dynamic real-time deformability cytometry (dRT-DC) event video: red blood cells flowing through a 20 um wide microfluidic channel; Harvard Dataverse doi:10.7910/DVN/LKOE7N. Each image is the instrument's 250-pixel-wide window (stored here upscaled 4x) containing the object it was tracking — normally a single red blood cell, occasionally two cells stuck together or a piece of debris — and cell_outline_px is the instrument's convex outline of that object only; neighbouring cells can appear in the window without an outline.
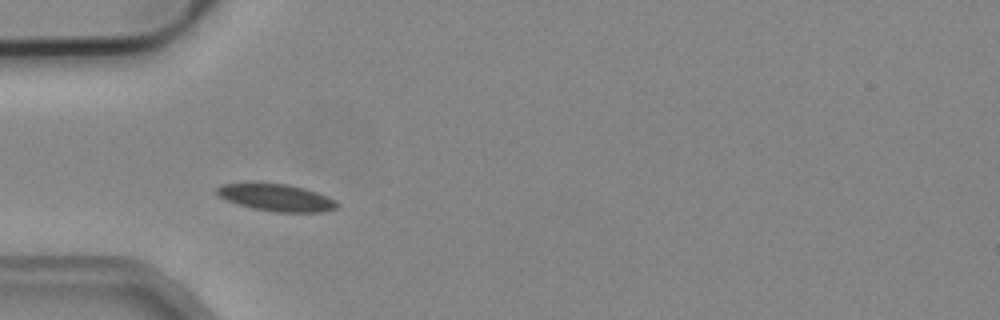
{"species": "common noctule bat (a hibernating species)", "species_latin": "Nyctalus noctula", "temperature_condition": "cold", "stored_images_in_passage": 2, "camera_frame_rate_fps": 3000, "um_per_image_px": 0.085, "animal": {"sex": "male", "body_mass_g": 19.2, "forearm_length_mm": 51.8}, "frame": {"image": 1, "passage_image": 1, "time_ms": 0.0, "image_size_px": [1000, 320], "cell_outline_px": [[340, 204], [336, 208], [324, 212], [276, 212], [252, 208], [228, 200], [220, 196], [216, 192], [216, 188], [220, 184], [288, 184], [304, 188], [328, 196], [336, 200]], "centroid_in_image_um": [23.56, 16.81], "position_along_channel_um": 61.4, "area_um2": 18.67}}